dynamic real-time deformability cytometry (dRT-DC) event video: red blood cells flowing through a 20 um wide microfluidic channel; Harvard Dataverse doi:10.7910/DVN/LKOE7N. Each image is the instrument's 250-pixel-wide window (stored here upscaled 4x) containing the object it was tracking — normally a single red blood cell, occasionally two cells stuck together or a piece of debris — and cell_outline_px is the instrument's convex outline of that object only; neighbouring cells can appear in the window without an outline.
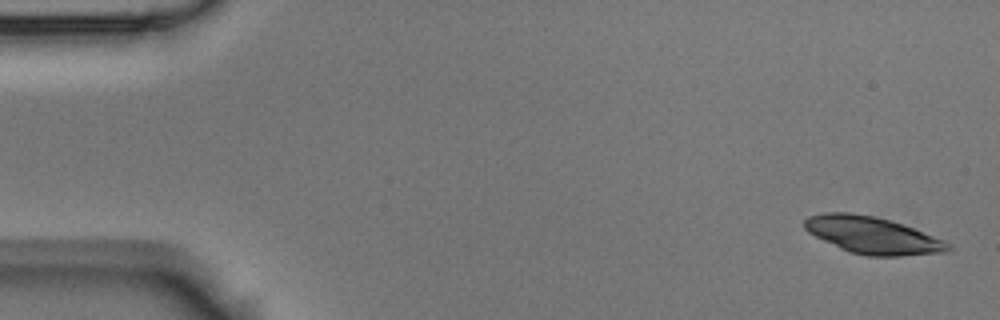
{"species": "Egyptian fruit bat (a non-hibernating species)", "species_latin": "Rousettus aegyptiacus", "temperature_condition": "room temperature", "stored_images_in_passage": 5, "camera_frame_rate_fps": 3000, "um_per_image_px": 0.085, "animal": {"sex": "male"}, "frame": {"image": 1, "passage_image": 1, "time_ms": 0.0, "image_size_px": [1000, 320], "cell_outline_px": [[952, 248], [948, 252], [900, 256], [868, 256], [848, 252], [808, 232], [804, 228], [804, 220], [808, 216], [824, 212], [852, 212], [872, 216], [904, 224], [944, 240]], "centroid_in_image_um": [74.16, 19.99], "position_along_channel_um": 10.8, "area_um2": 30.92}}
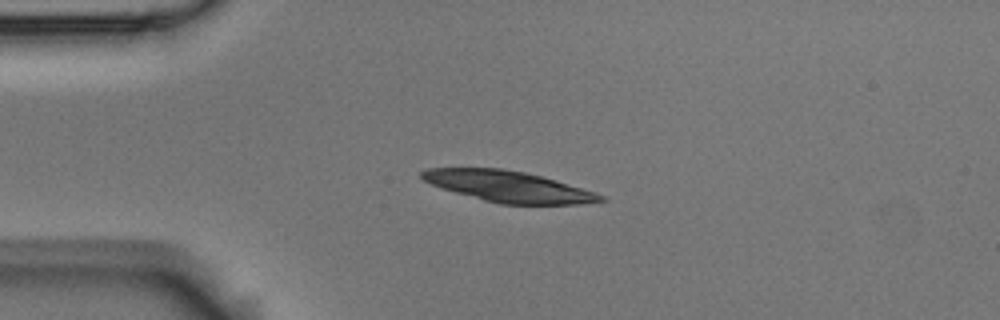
{"frame": {"image": 2, "passage_image": 4, "time_ms": 1.0, "image_size_px": [1000, 320], "cell_outline_px": [[608, 200], [580, 204], [500, 204], [484, 200], [440, 188], [424, 180], [420, 176], [420, 172], [428, 168], [500, 168], [524, 172], [556, 180], [596, 192], [604, 196]], "centroid_in_image_um": [43.23, 15.85], "position_along_channel_um": 41.8, "area_um2": 32.14}}